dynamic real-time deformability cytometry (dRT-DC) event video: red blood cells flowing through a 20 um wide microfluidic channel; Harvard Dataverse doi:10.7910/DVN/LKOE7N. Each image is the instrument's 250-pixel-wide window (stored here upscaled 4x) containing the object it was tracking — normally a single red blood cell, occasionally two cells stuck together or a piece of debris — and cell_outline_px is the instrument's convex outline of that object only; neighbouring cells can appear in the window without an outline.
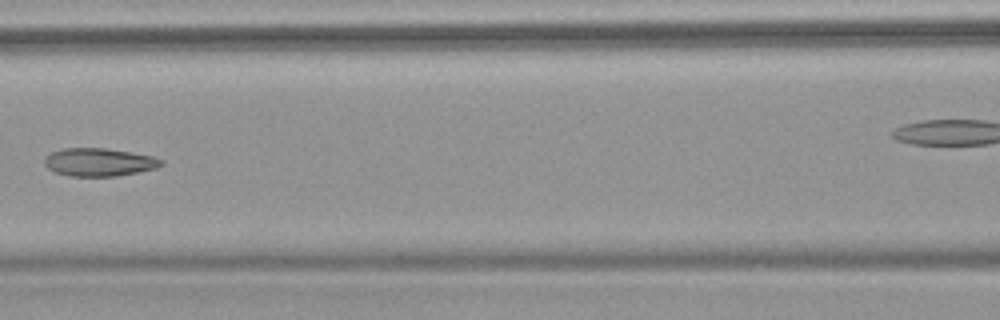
{"species": "common noctule bat (a hibernating species)", "species_latin": "Nyctalus noctula", "temperature_condition": "warm", "stored_images_in_passage": 9, "segment_of_instrument_passage": [1, 2], "camera_frame_rate_fps": 3000, "um_per_image_px": 0.085, "animal": {"sex": "female", "body_mass_g": 18.4}, "frame": {"image": 1, "passage_image": 8, "time_ms": 9.0, "image_size_px": [1000, 320], "cell_outline_px": [[164, 164], [156, 168], [116, 176], [68, 176], [56, 172], [48, 168], [44, 164], [44, 156], [52, 152], [64, 148], [104, 148], [152, 156], [164, 160]], "centroid_in_image_um": [8.4, 13.78], "position_along_channel_um": 158.2, "area_um2": 18.96}}